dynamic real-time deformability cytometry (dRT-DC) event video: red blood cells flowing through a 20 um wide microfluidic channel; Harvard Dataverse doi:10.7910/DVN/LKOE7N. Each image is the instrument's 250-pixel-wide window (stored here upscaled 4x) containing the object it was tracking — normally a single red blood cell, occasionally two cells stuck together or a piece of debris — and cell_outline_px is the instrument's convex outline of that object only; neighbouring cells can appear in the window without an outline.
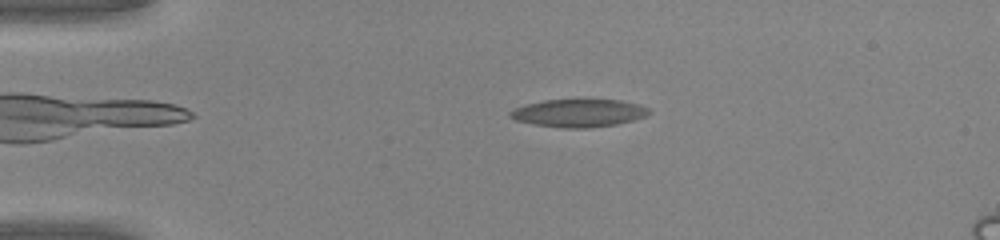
{"species": "common noctule bat (a hibernating species)", "species_latin": "Nyctalus noctula", "temperature_condition": "warm", "stored_images_in_passage": 47, "camera_frame_rate_fps": 3000, "um_per_image_px": 0.085, "animal": {"sex": "male", "body_mass_g": 20.0, "forearm_length_mm": 53.3}, "frame": {"image": 1, "passage_image": 10, "time_ms": 3.0, "image_size_px": [1000, 240], "cell_outline_px": [[652, 112], [644, 116], [632, 120], [616, 124], [588, 128], [560, 128], [536, 124], [516, 120], [508, 116], [508, 112], [516, 108], [528, 104], [544, 100], [620, 100], [640, 104], [648, 108]], "centroid_in_image_um": [49.2, 9.61], "position_along_channel_um": 35.8, "area_um2": 22.31}}
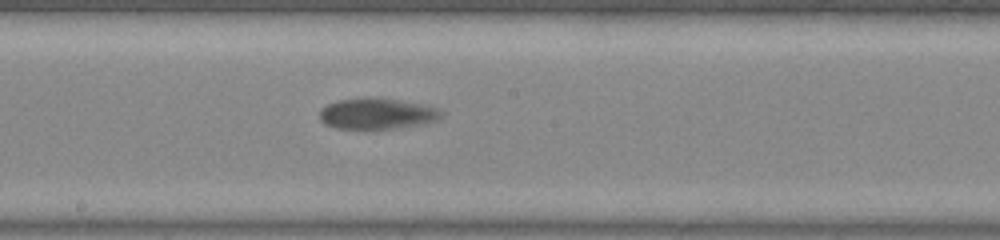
{"frame": {"image": 2, "passage_image": 26, "time_ms": 8.333, "image_size_px": [1000, 240], "cell_outline_px": [[444, 112], [436, 120], [424, 124], [396, 128], [336, 128], [324, 124], [320, 120], [320, 108], [328, 104], [340, 100], [380, 96], [428, 104]], "centroid_in_image_um": [32.08, 9.63], "position_along_channel_um": 216.1, "area_um2": 22.25}}
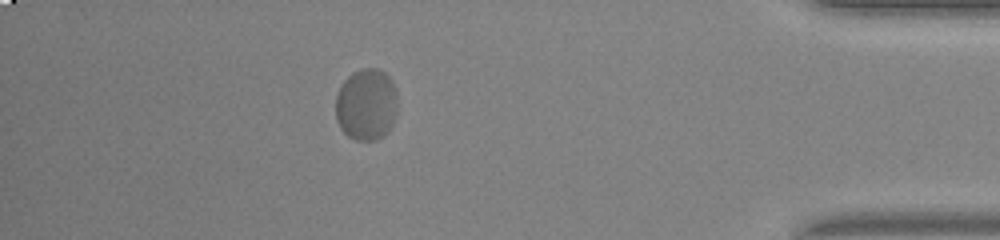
{"frame": {"image": 3, "passage_image": 42, "time_ms": 13.667, "image_size_px": [1000, 240], "cell_outline_px": [[396, 116], [388, 132], [384, 136], [376, 140], [356, 140], [348, 136], [340, 128], [336, 120], [336, 96], [344, 80], [352, 72], [360, 68], [376, 68], [384, 72], [392, 80], [396, 88]], "centroid_in_image_um": [31.14, 8.88], "position_along_channel_um": 404.1, "area_um2": 26.18}}